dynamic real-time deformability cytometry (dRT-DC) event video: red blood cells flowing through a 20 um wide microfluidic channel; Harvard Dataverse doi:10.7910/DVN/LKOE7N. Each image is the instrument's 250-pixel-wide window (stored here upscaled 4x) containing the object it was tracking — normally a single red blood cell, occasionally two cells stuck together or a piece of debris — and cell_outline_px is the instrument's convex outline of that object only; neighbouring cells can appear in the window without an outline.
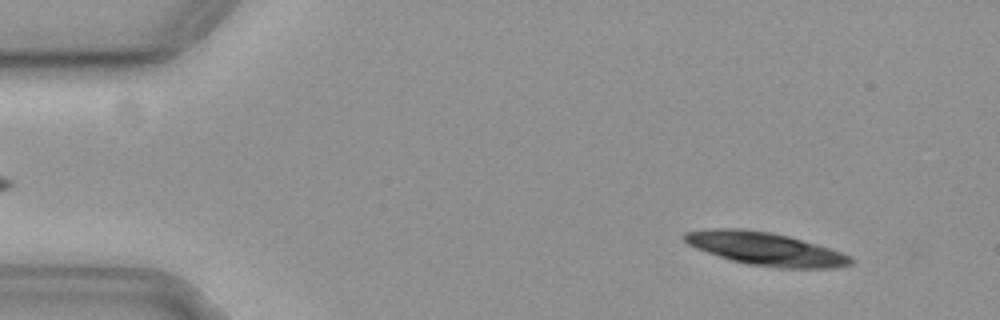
{"species": "common noctule bat (a hibernating species)", "species_latin": "Nyctalus noctula", "temperature_condition": "cold", "stored_images_in_passage": 21, "camera_frame_rate_fps": 3000, "um_per_image_px": 0.085, "animal": {"sex": "female", "body_mass_g": 19.3, "forearm_length_mm": 54.1}, "frame": {"image": 1, "passage_image": 5, "time_ms": 1.333, "image_size_px": [1000, 320], "cell_outline_px": [[856, 260], [852, 264], [836, 268], [776, 268], [748, 264], [732, 260], [696, 248], [688, 244], [684, 240], [684, 232], [712, 228], [740, 228], [772, 232], [788, 236], [816, 244], [840, 252]], "centroid_in_image_um": [65.07, 21.15], "position_along_channel_um": 19.9, "area_um2": 31.85}}